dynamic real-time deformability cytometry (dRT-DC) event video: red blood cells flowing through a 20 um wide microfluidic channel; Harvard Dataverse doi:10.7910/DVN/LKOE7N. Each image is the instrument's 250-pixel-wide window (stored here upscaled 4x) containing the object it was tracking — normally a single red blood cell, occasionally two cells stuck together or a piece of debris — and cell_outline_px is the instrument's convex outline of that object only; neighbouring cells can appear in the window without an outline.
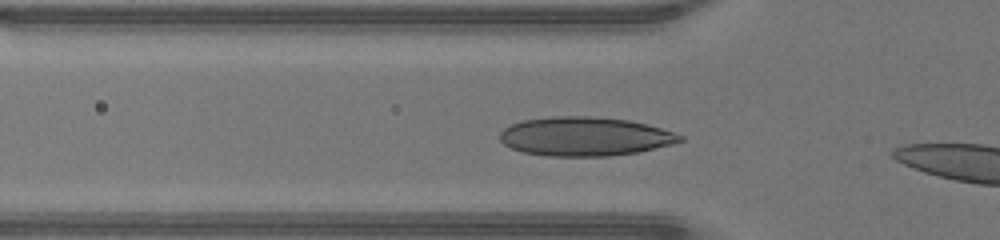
{"species": "human", "species_latin": "Homo sapiens", "temperature_condition": "warm", "stored_images_in_passage": 5, "camera_frame_rate_fps": 3000, "um_per_image_px": 0.085, "donor": {"sex": "male"}, "frame": {"image": 1, "passage_image": 3, "time_ms": 0.667, "image_size_px": [1000, 240], "cell_outline_px": [[684, 140], [672, 144], [636, 152], [608, 156], [548, 156], [524, 152], [512, 148], [504, 144], [500, 140], [500, 132], [504, 128], [512, 124], [524, 120], [552, 116], [592, 116], [628, 120], [660, 128], [684, 136]], "centroid_in_image_um": [49.69, 11.6], "position_along_channel_um": 76.1, "area_um2": 40.58}}